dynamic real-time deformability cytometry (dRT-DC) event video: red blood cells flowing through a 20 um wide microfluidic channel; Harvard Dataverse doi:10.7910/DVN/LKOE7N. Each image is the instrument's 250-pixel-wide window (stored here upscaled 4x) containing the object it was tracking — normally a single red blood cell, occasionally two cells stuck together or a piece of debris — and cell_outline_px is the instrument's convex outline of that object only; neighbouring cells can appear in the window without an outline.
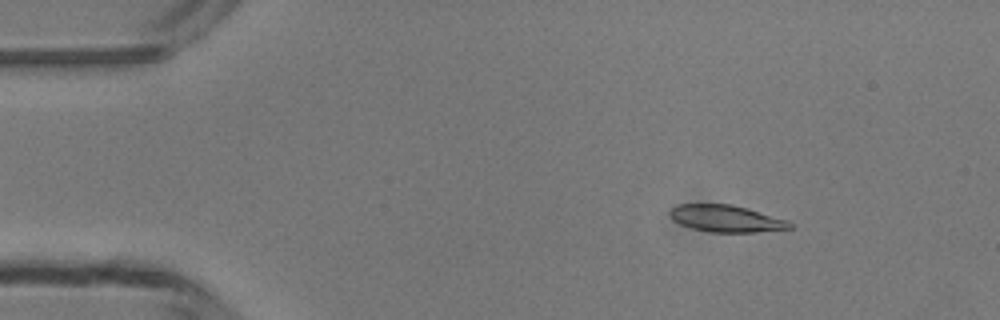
{"species": "common noctule bat (a hibernating species)", "species_latin": "Nyctalus noctula", "temperature_condition": "room temperature", "stored_images_in_passage": 45, "segment_of_instrument_passage": [1, 2], "camera_frame_rate_fps": 3000, "um_per_image_px": 0.085, "animal": {"sex": "male", "body_mass_g": 13.3}, "frame": {"image": 1, "passage_image": 2, "time_ms": 0.333, "image_size_px": [1000, 320], "cell_outline_px": [[792, 228], [756, 232], [712, 232], [692, 228], [680, 224], [672, 220], [668, 216], [668, 212], [676, 204], [732, 204], [748, 208], [788, 220], [792, 224]], "centroid_in_image_um": [61.69, 18.57], "position_along_channel_um": 23.3, "area_um2": 18.9}}
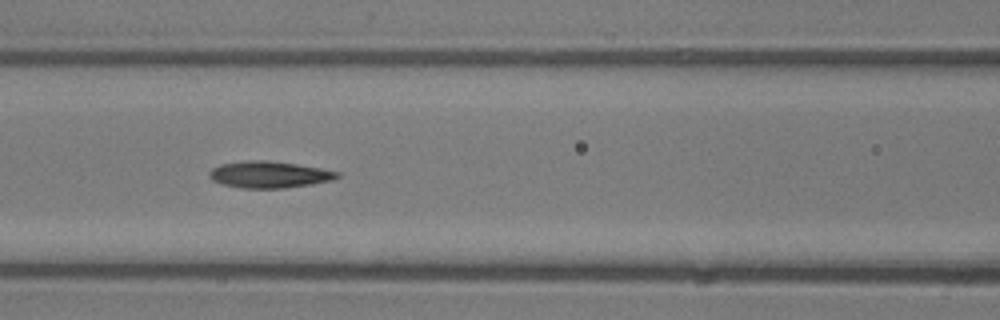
{"frame": {"image": 2, "passage_image": 16, "time_ms": 5.0, "image_size_px": [1000, 320], "cell_outline_px": [[340, 176], [332, 180], [312, 184], [284, 188], [240, 188], [224, 184], [212, 180], [208, 176], [208, 172], [212, 168], [220, 164], [244, 160], [268, 160], [296, 164], [320, 168], [340, 172]], "centroid_in_image_um": [22.86, 14.83], "position_along_channel_um": 143.7, "area_um2": 19.94}}
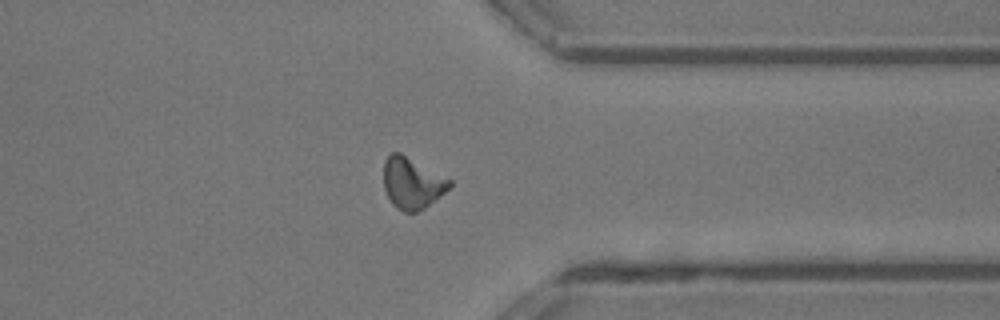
{"frame": {"image": 3, "passage_image": 33, "time_ms": 10.667, "image_size_px": [1000, 320], "cell_outline_px": [[452, 184], [444, 192], [424, 208], [416, 212], [404, 212], [396, 208], [392, 204], [384, 188], [384, 160], [392, 152], [400, 152], [452, 180]], "centroid_in_image_um": [35.01, 15.55], "position_along_channel_um": 376.4, "area_um2": 19.54}}